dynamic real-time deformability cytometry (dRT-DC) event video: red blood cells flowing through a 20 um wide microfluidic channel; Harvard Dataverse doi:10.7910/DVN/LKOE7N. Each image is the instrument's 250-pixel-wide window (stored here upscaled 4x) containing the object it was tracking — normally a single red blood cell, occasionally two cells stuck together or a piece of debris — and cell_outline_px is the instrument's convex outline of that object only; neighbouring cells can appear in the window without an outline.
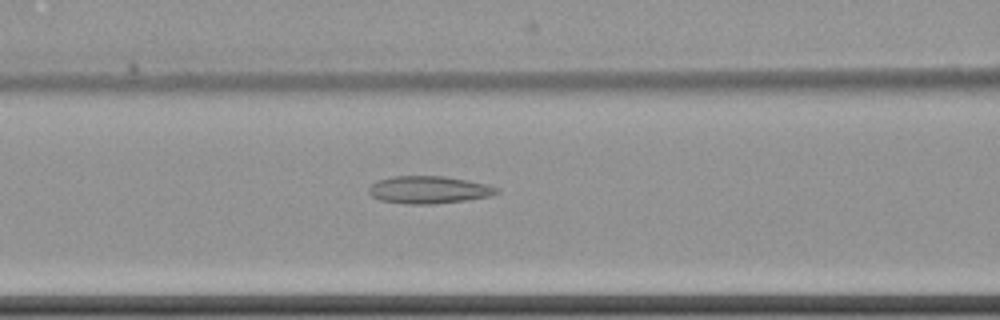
{"species": "common noctule bat (a hibernating species)", "species_latin": "Nyctalus noctula", "temperature_condition": "cold", "stored_images_in_passage": 53, "camera_frame_rate_fps": 3000, "um_per_image_px": 0.085, "animal": {"sex": "female", "body_mass_g": 22.7, "forearm_length_mm": 54.2}, "frame": {"image": 1, "passage_image": 27, "time_ms": 8.667, "image_size_px": [1000, 320], "cell_outline_px": [[500, 192], [488, 196], [464, 200], [432, 204], [404, 204], [380, 200], [372, 196], [368, 192], [368, 188], [376, 180], [392, 176], [444, 176], [468, 180], [488, 184], [500, 188]], "centroid_in_image_um": [36.43, 16.12], "position_along_channel_um": 130.2, "area_um2": 20.58}}
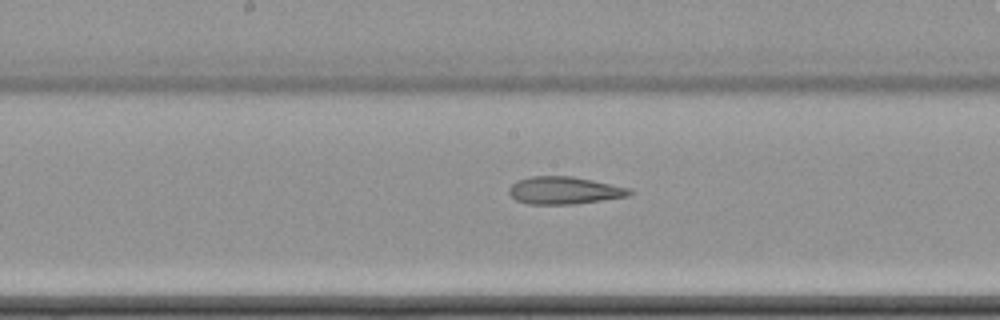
{"frame": {"image": 2, "passage_image": 33, "time_ms": 10.667, "image_size_px": [1000, 320], "cell_outline_px": [[632, 192], [628, 196], [576, 204], [528, 204], [516, 200], [508, 192], [508, 188], [516, 180], [532, 176], [572, 176], [632, 188]], "centroid_in_image_um": [47.95, 16.18], "position_along_channel_um": 200.2, "area_um2": 19.36}}
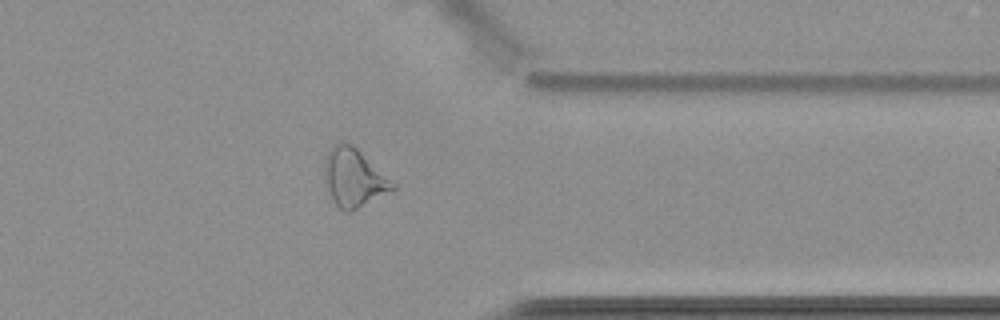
{"frame": {"image": 3, "passage_image": 49, "time_ms": 16.0, "image_size_px": [1000, 320], "cell_outline_px": [[396, 188], [352, 212], [344, 212], [332, 200], [328, 188], [324, 172], [324, 160], [328, 152], [340, 140], [352, 144], [396, 184]], "centroid_in_image_um": [30.07, 15.12], "position_along_channel_um": 381.3, "area_um2": 22.89}}